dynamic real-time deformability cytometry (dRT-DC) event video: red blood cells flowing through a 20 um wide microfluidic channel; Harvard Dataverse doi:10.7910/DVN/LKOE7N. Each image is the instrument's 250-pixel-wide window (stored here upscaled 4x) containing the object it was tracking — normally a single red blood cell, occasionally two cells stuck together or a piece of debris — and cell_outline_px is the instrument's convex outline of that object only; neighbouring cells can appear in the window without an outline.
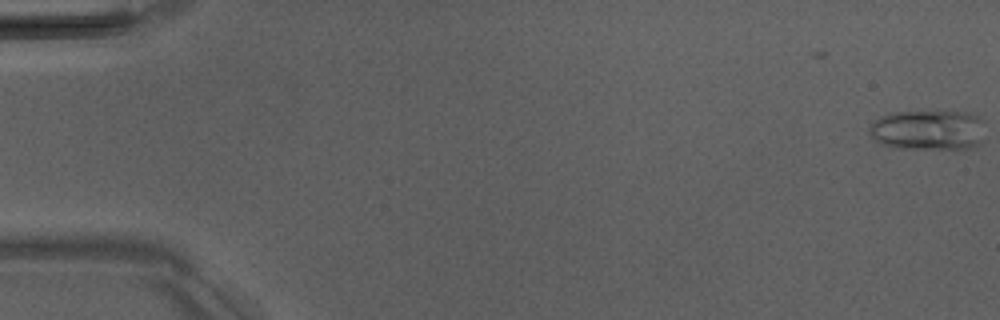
{"species": "Egyptian fruit bat (a non-hibernating species)", "species_latin": "Rousettus aegyptiacus", "temperature_condition": "room temperature", "stored_images_in_passage": 10, "camera_frame_rate_fps": 3000, "um_per_image_px": 0.085, "animal": {"sex": "male"}, "frame": {"image": 1, "passage_image": 1, "time_ms": 0.0, "image_size_px": [1000, 320], "cell_outline_px": [[980, 144], [968, 148], [892, 148], [880, 144], [872, 140], [868, 132], [868, 128], [872, 120], [880, 116], [892, 112], [968, 112], [980, 116]], "centroid_in_image_um": [78.75, 11.05], "position_along_channel_um": 6.2, "area_um2": 27.05}}